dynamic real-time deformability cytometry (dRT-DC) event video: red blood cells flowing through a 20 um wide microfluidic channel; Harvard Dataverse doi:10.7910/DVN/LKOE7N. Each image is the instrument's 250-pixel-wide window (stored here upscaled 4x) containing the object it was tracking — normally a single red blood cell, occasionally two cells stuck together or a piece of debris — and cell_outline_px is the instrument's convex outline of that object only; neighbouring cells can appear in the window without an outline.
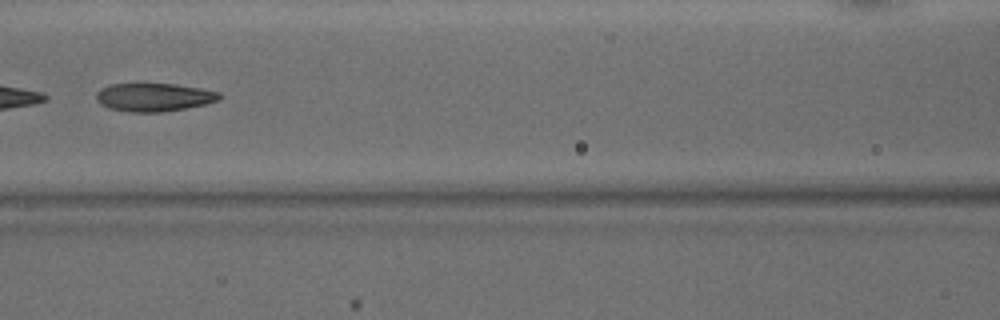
{"species": "common noctule bat (a hibernating species)", "species_latin": "Nyctalus noctula", "temperature_condition": "warm", "stored_images_in_passage": 31, "camera_frame_rate_fps": 3000, "um_per_image_px": 0.085, "animal": {"sex": "male", "body_mass_g": 15.6}, "frame": {"image": 1, "passage_image": 18, "time_ms": 5.667, "image_size_px": [1000, 320], "cell_outline_px": [[224, 96], [220, 100], [204, 104], [164, 112], [132, 112], [108, 108], [100, 104], [96, 100], [96, 92], [100, 88], [108, 84], [172, 84], [200, 88], [220, 92]], "centroid_in_image_um": [13.07, 8.26], "position_along_channel_um": 153.5, "area_um2": 20.35}}